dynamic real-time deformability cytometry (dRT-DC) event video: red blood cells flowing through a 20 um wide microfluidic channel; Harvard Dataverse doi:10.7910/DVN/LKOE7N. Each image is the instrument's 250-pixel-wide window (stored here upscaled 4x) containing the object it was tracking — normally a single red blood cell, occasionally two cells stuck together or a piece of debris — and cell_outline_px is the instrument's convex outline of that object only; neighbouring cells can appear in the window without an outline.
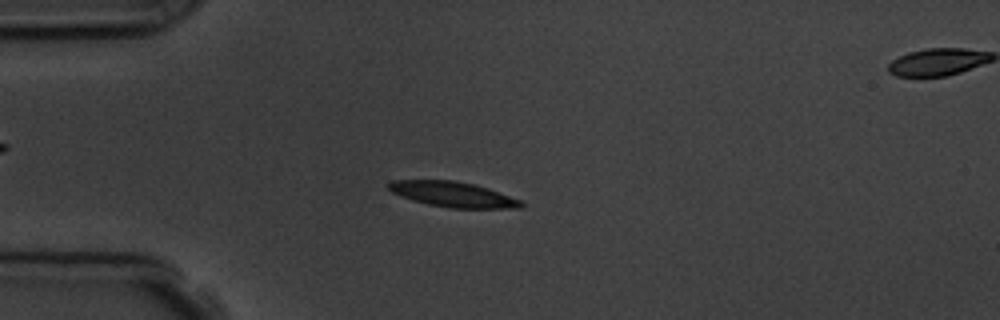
{"species": "common noctule bat (a hibernating species)", "species_latin": "Nyctalus noctula", "temperature_condition": "room temperature", "stored_images_in_passage": 10, "camera_frame_rate_fps": 3000, "um_per_image_px": 0.085, "animal": {"sex": "male", "body_mass_g": 19.5, "forearm_length_mm": 54.6}, "frame": {"image": 1, "passage_image": 4, "time_ms": 3.667, "image_size_px": [1000, 320], "cell_outline_px": [[524, 204], [520, 208], [452, 208], [428, 204], [412, 200], [400, 196], [392, 192], [388, 188], [388, 184], [392, 180], [452, 180], [476, 184], [488, 188], [520, 200]], "centroid_in_image_um": [38.48, 16.51], "position_along_channel_um": 46.5, "area_um2": 19.42}}
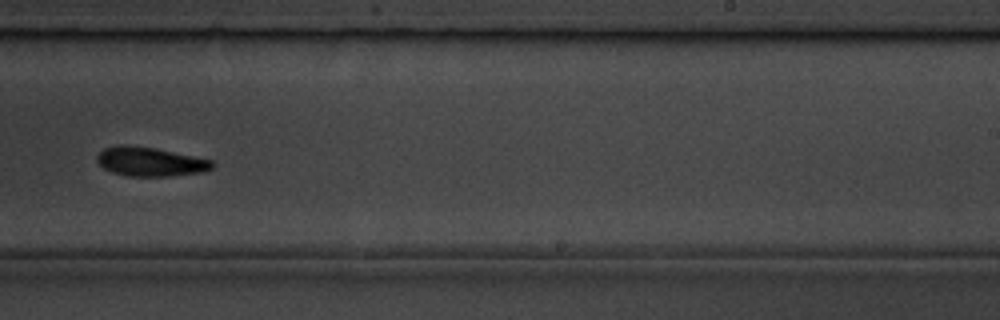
{"frame": {"image": 2, "passage_image": 10, "time_ms": 10.333, "image_size_px": [1000, 320], "cell_outline_px": [[216, 164], [212, 168], [200, 172], [172, 176], [128, 176], [112, 172], [104, 168], [96, 160], [96, 156], [104, 148], [116, 144], [124, 144], [156, 148], [212, 160]], "centroid_in_image_um": [12.74, 13.73], "position_along_channel_um": 276.3, "area_um2": 19.59}}